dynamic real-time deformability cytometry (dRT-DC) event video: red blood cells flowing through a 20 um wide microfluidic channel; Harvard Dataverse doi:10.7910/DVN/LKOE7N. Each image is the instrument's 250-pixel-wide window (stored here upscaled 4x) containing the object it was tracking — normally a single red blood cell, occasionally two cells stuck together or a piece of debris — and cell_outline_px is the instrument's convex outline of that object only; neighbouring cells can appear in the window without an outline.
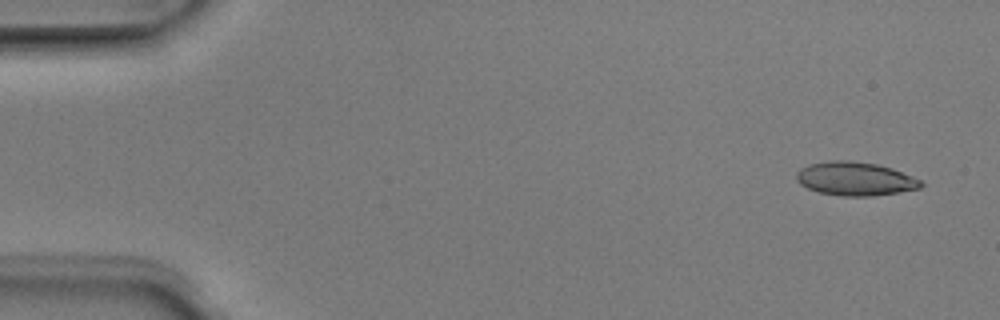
{"species": "Egyptian fruit bat (a non-hibernating species)", "species_latin": "Rousettus aegyptiacus", "temperature_condition": "room temperature", "stored_images_in_passage": 6, "camera_frame_rate_fps": 3000, "um_per_image_px": 0.085, "animal": {"sex": "male"}, "frame": {"image": 1, "passage_image": 1, "time_ms": 0.0, "image_size_px": [1000, 320], "cell_outline_px": [[924, 184], [920, 188], [872, 196], [840, 196], [820, 192], [808, 188], [800, 184], [796, 180], [796, 172], [800, 168], [808, 164], [828, 160], [852, 160], [876, 164], [892, 168], [912, 176], [920, 180]], "centroid_in_image_um": [72.65, 15.18], "position_along_channel_um": 12.4, "area_um2": 24.45}}
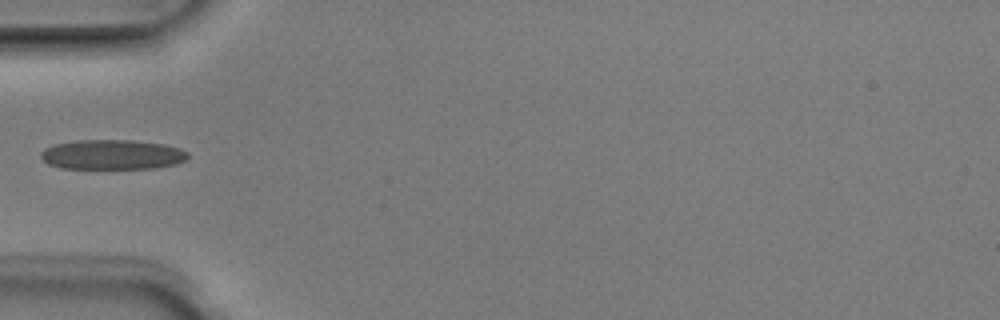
{"frame": {"image": 2, "passage_image": 5, "time_ms": 1.333, "image_size_px": [1000, 320], "cell_outline_px": [[188, 156], [184, 160], [176, 164], [156, 168], [60, 168], [48, 164], [40, 156], [40, 152], [44, 148], [56, 144], [76, 140], [132, 140], [164, 144], [180, 148], [188, 152]], "centroid_in_image_um": [9.53, 13.14], "position_along_channel_um": 75.5, "area_um2": 25.55}}
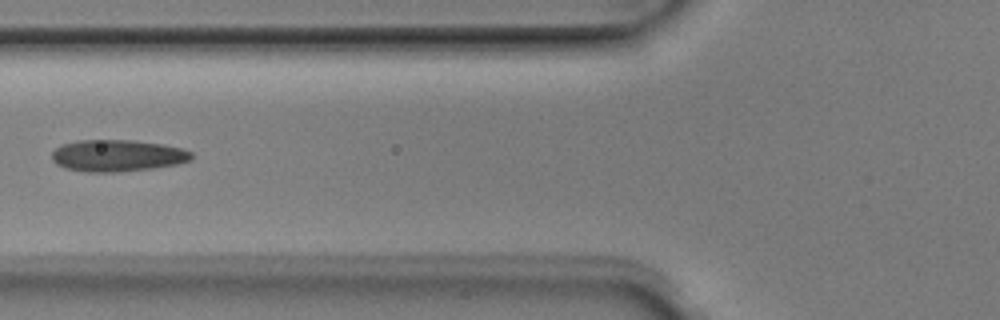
{"frame": {"image": 3, "passage_image": 6, "time_ms": 1.667, "image_size_px": [1000, 320], "cell_outline_px": [[192, 156], [188, 160], [176, 164], [152, 168], [116, 172], [88, 172], [64, 168], [56, 164], [52, 160], [52, 152], [56, 148], [64, 144], [80, 140], [132, 140], [164, 144], [180, 148], [192, 152]], "centroid_in_image_um": [9.95, 13.22], "position_along_channel_um": 115.9, "area_um2": 25.66}}